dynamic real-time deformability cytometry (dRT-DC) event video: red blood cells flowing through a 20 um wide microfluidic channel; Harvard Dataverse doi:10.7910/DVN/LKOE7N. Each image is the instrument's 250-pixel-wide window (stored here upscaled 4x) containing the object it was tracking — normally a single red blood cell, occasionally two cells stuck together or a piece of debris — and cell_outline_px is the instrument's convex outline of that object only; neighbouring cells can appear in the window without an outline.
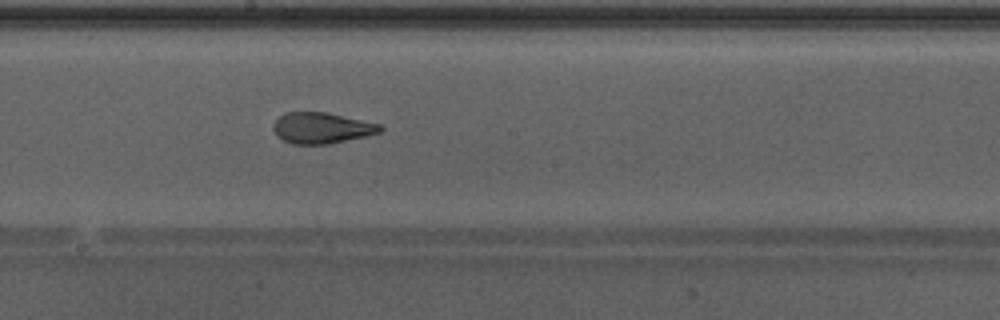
{"species": "Egyptian fruit bat (a non-hibernating species)", "species_latin": "Rousettus aegyptiacus", "temperature_condition": "warm", "stored_images_in_passage": 43, "camera_frame_rate_fps": 3000, "um_per_image_px": 0.085, "animal": {"sex": "male"}, "frame": {"image": 1, "passage_image": 27, "time_ms": 8.667, "image_size_px": [1000, 320], "cell_outline_px": [[384, 128], [380, 132], [368, 136], [328, 144], [292, 144], [276, 136], [272, 128], [272, 124], [280, 116], [288, 112], [328, 112], [380, 124]], "centroid_in_image_um": [27.34, 10.88], "position_along_channel_um": 220.9, "area_um2": 19.42}, "authors_computed_cell_mechanics": {"area_um2": 20.2878, "velocity_mm_per_s": 4.3245, "shape_relaxation_time_tau1_ms": 8.8917, "shape_relaxation_time_tau2_ms": 1.2284, "deformation_change_tau1": 0.268, "deformation_change_tau2": 0.0941}}